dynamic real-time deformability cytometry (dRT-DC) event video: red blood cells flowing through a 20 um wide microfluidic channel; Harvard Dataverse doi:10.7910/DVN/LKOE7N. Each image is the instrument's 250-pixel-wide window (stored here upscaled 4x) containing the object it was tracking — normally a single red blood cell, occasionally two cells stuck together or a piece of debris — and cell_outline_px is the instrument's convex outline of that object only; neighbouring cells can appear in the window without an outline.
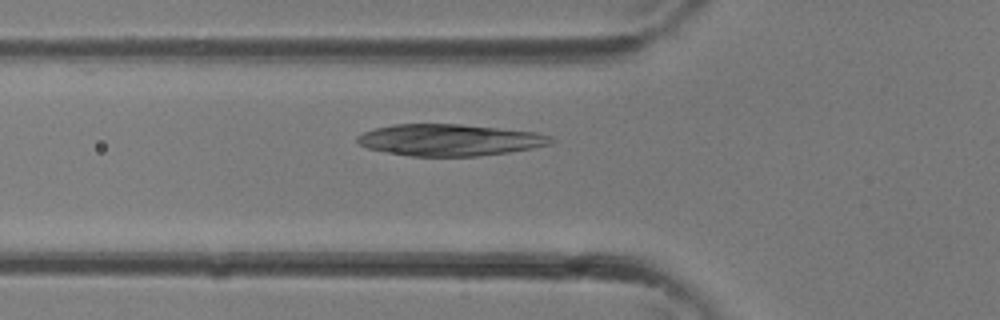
{"species": "common noctule bat (a hibernating species)", "species_latin": "Nyctalus noctula", "temperature_condition": "room temperature", "stored_images_in_passage": 25, "camera_frame_rate_fps": 3000, "um_per_image_px": 0.085, "animal": {"sex": "female"}, "frame": {"image": 1, "passage_image": 3, "time_ms": 0.667, "image_size_px": [1000, 320], "cell_outline_px": [[556, 140], [548, 144], [532, 148], [508, 152], [480, 156], [412, 156], [388, 152], [368, 148], [360, 144], [356, 140], [356, 136], [364, 132], [376, 128], [392, 124], [460, 124], [536, 132], [552, 136]], "centroid_in_image_um": [38.23, 11.89], "position_along_channel_um": 87.6, "area_um2": 35.55}}
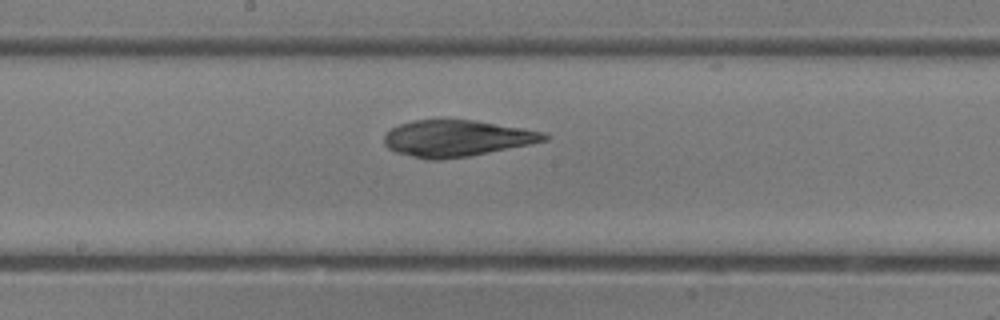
{"frame": {"image": 2, "passage_image": 9, "time_ms": 2.667, "image_size_px": [1000, 320], "cell_outline_px": [[552, 136], [548, 140], [532, 144], [468, 156], [440, 160], [424, 160], [396, 152], [388, 148], [384, 144], [384, 136], [392, 128], [400, 124], [412, 120], [476, 120], [544, 132]], "centroid_in_image_um": [38.84, 11.76], "position_along_channel_um": 209.4, "area_um2": 34.04}}
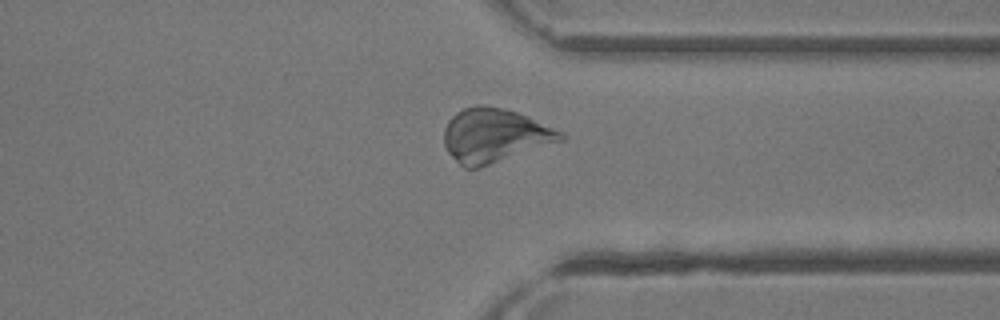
{"frame": {"image": 3, "passage_image": 17, "time_ms": 5.333, "image_size_px": [1000, 320], "cell_outline_px": [[564, 140], [480, 168], [464, 168], [448, 152], [444, 144], [444, 128], [448, 120], [456, 112], [464, 108], [476, 104], [480, 104], [504, 108], [528, 116], [564, 132]], "centroid_in_image_um": [42.04, 11.51], "position_along_channel_um": 369.4, "area_um2": 36.76}}